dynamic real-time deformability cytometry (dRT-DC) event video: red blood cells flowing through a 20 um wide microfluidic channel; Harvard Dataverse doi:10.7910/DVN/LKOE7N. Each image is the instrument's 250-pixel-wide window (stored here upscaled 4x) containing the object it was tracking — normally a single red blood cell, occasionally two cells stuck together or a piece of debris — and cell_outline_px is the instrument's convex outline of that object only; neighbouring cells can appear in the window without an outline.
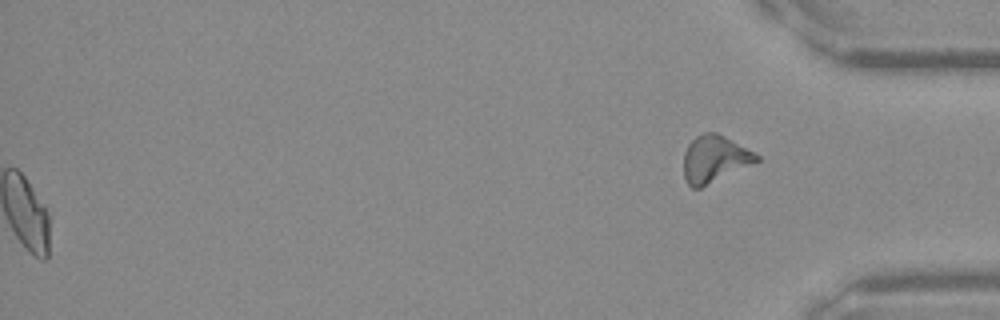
{"species": "Egyptian fruit bat (a non-hibernating species)", "species_latin": "Rousettus aegyptiacus", "temperature_condition": "warm", "stored_images_in_passage": 39, "segment_of_instrument_passage": [2, 2], "camera_frame_rate_fps": 3000, "um_per_image_px": 0.085, "frame": {"image": 1, "passage_image": 39, "time_ms": 12.667, "image_size_px": [1000, 320], "cell_outline_px": [[760, 160], [700, 188], [692, 188], [688, 184], [684, 176], [684, 152], [688, 144], [696, 136], [704, 132], [716, 132], [724, 136], [760, 156]], "centroid_in_image_um": [60.7, 13.51], "position_along_channel_um": 374.5, "area_um2": 19.59}}